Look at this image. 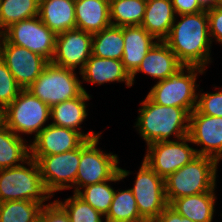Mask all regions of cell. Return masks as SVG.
Returning a JSON list of instances; mask_svg holds the SVG:
<instances>
[{
  "mask_svg": "<svg viewBox=\"0 0 222 222\" xmlns=\"http://www.w3.org/2000/svg\"><path fill=\"white\" fill-rule=\"evenodd\" d=\"M42 208L28 200L0 202V222H38Z\"/></svg>",
  "mask_w": 222,
  "mask_h": 222,
  "instance_id": "obj_30",
  "label": "cell"
},
{
  "mask_svg": "<svg viewBox=\"0 0 222 222\" xmlns=\"http://www.w3.org/2000/svg\"><path fill=\"white\" fill-rule=\"evenodd\" d=\"M147 0H112L109 2L110 21L113 26L141 25Z\"/></svg>",
  "mask_w": 222,
  "mask_h": 222,
  "instance_id": "obj_28",
  "label": "cell"
},
{
  "mask_svg": "<svg viewBox=\"0 0 222 222\" xmlns=\"http://www.w3.org/2000/svg\"><path fill=\"white\" fill-rule=\"evenodd\" d=\"M91 98L88 93L83 92L79 97L67 100L51 107L50 118L53 120L51 124L55 126L73 129L79 132L86 140L100 137V133L92 130L84 134L81 130V123L86 119L87 112L86 102Z\"/></svg>",
  "mask_w": 222,
  "mask_h": 222,
  "instance_id": "obj_18",
  "label": "cell"
},
{
  "mask_svg": "<svg viewBox=\"0 0 222 222\" xmlns=\"http://www.w3.org/2000/svg\"><path fill=\"white\" fill-rule=\"evenodd\" d=\"M186 142L192 143L189 136L179 141H163L148 144L143 161L160 177L166 179L198 156L196 150Z\"/></svg>",
  "mask_w": 222,
  "mask_h": 222,
  "instance_id": "obj_12",
  "label": "cell"
},
{
  "mask_svg": "<svg viewBox=\"0 0 222 222\" xmlns=\"http://www.w3.org/2000/svg\"><path fill=\"white\" fill-rule=\"evenodd\" d=\"M25 141L4 123L0 124V170L26 163L30 158V145Z\"/></svg>",
  "mask_w": 222,
  "mask_h": 222,
  "instance_id": "obj_25",
  "label": "cell"
},
{
  "mask_svg": "<svg viewBox=\"0 0 222 222\" xmlns=\"http://www.w3.org/2000/svg\"><path fill=\"white\" fill-rule=\"evenodd\" d=\"M51 108L34 96L29 90L22 89L19 95L3 110V123L17 136L19 133L35 137L45 128L50 118Z\"/></svg>",
  "mask_w": 222,
  "mask_h": 222,
  "instance_id": "obj_7",
  "label": "cell"
},
{
  "mask_svg": "<svg viewBox=\"0 0 222 222\" xmlns=\"http://www.w3.org/2000/svg\"><path fill=\"white\" fill-rule=\"evenodd\" d=\"M86 139L77 131L48 124L30 145V155H54L78 148Z\"/></svg>",
  "mask_w": 222,
  "mask_h": 222,
  "instance_id": "obj_16",
  "label": "cell"
},
{
  "mask_svg": "<svg viewBox=\"0 0 222 222\" xmlns=\"http://www.w3.org/2000/svg\"><path fill=\"white\" fill-rule=\"evenodd\" d=\"M176 15L193 14L205 11L198 0H171Z\"/></svg>",
  "mask_w": 222,
  "mask_h": 222,
  "instance_id": "obj_37",
  "label": "cell"
},
{
  "mask_svg": "<svg viewBox=\"0 0 222 222\" xmlns=\"http://www.w3.org/2000/svg\"><path fill=\"white\" fill-rule=\"evenodd\" d=\"M21 90L5 62L0 58V108L4 110Z\"/></svg>",
  "mask_w": 222,
  "mask_h": 222,
  "instance_id": "obj_33",
  "label": "cell"
},
{
  "mask_svg": "<svg viewBox=\"0 0 222 222\" xmlns=\"http://www.w3.org/2000/svg\"><path fill=\"white\" fill-rule=\"evenodd\" d=\"M215 188L210 192L183 196L168 205L182 217L194 222H212L215 206Z\"/></svg>",
  "mask_w": 222,
  "mask_h": 222,
  "instance_id": "obj_24",
  "label": "cell"
},
{
  "mask_svg": "<svg viewBox=\"0 0 222 222\" xmlns=\"http://www.w3.org/2000/svg\"><path fill=\"white\" fill-rule=\"evenodd\" d=\"M100 137L85 140L81 144V155L74 184V193L83 187L111 179L118 171L119 159L116 154L104 153L97 148Z\"/></svg>",
  "mask_w": 222,
  "mask_h": 222,
  "instance_id": "obj_8",
  "label": "cell"
},
{
  "mask_svg": "<svg viewBox=\"0 0 222 222\" xmlns=\"http://www.w3.org/2000/svg\"><path fill=\"white\" fill-rule=\"evenodd\" d=\"M204 71L205 69L200 67L182 66L168 78L157 81L147 96L154 103L184 108L190 114L197 106L196 88L199 85L196 84V77Z\"/></svg>",
  "mask_w": 222,
  "mask_h": 222,
  "instance_id": "obj_5",
  "label": "cell"
},
{
  "mask_svg": "<svg viewBox=\"0 0 222 222\" xmlns=\"http://www.w3.org/2000/svg\"><path fill=\"white\" fill-rule=\"evenodd\" d=\"M177 16H180L181 20L176 23L177 18H175L164 42L183 66L205 69L211 62L210 48L212 47L207 10Z\"/></svg>",
  "mask_w": 222,
  "mask_h": 222,
  "instance_id": "obj_1",
  "label": "cell"
},
{
  "mask_svg": "<svg viewBox=\"0 0 222 222\" xmlns=\"http://www.w3.org/2000/svg\"><path fill=\"white\" fill-rule=\"evenodd\" d=\"M198 1L201 3L202 7L205 10L215 7L218 2V0H198Z\"/></svg>",
  "mask_w": 222,
  "mask_h": 222,
  "instance_id": "obj_39",
  "label": "cell"
},
{
  "mask_svg": "<svg viewBox=\"0 0 222 222\" xmlns=\"http://www.w3.org/2000/svg\"><path fill=\"white\" fill-rule=\"evenodd\" d=\"M40 0H0L2 30L10 25L38 16Z\"/></svg>",
  "mask_w": 222,
  "mask_h": 222,
  "instance_id": "obj_31",
  "label": "cell"
},
{
  "mask_svg": "<svg viewBox=\"0 0 222 222\" xmlns=\"http://www.w3.org/2000/svg\"><path fill=\"white\" fill-rule=\"evenodd\" d=\"M81 155V145L68 152L54 155H30L38 163L47 191L55 192L74 187ZM71 184V185H70Z\"/></svg>",
  "mask_w": 222,
  "mask_h": 222,
  "instance_id": "obj_9",
  "label": "cell"
},
{
  "mask_svg": "<svg viewBox=\"0 0 222 222\" xmlns=\"http://www.w3.org/2000/svg\"><path fill=\"white\" fill-rule=\"evenodd\" d=\"M25 163L0 170V202L28 200L43 206L53 196L47 191L41 178L40 169L35 159L29 158Z\"/></svg>",
  "mask_w": 222,
  "mask_h": 222,
  "instance_id": "obj_4",
  "label": "cell"
},
{
  "mask_svg": "<svg viewBox=\"0 0 222 222\" xmlns=\"http://www.w3.org/2000/svg\"><path fill=\"white\" fill-rule=\"evenodd\" d=\"M175 18L177 15L171 0H147L141 26L158 41H164L171 31Z\"/></svg>",
  "mask_w": 222,
  "mask_h": 222,
  "instance_id": "obj_23",
  "label": "cell"
},
{
  "mask_svg": "<svg viewBox=\"0 0 222 222\" xmlns=\"http://www.w3.org/2000/svg\"><path fill=\"white\" fill-rule=\"evenodd\" d=\"M74 71L49 62L27 90L50 108L55 104L79 97L83 92H87Z\"/></svg>",
  "mask_w": 222,
  "mask_h": 222,
  "instance_id": "obj_6",
  "label": "cell"
},
{
  "mask_svg": "<svg viewBox=\"0 0 222 222\" xmlns=\"http://www.w3.org/2000/svg\"><path fill=\"white\" fill-rule=\"evenodd\" d=\"M3 38L11 44L43 56L49 62L53 60L56 34L38 16L10 25L4 30Z\"/></svg>",
  "mask_w": 222,
  "mask_h": 222,
  "instance_id": "obj_10",
  "label": "cell"
},
{
  "mask_svg": "<svg viewBox=\"0 0 222 222\" xmlns=\"http://www.w3.org/2000/svg\"><path fill=\"white\" fill-rule=\"evenodd\" d=\"M207 15L209 19V34L211 41L213 37L216 42L222 44V9L217 6L207 9Z\"/></svg>",
  "mask_w": 222,
  "mask_h": 222,
  "instance_id": "obj_36",
  "label": "cell"
},
{
  "mask_svg": "<svg viewBox=\"0 0 222 222\" xmlns=\"http://www.w3.org/2000/svg\"><path fill=\"white\" fill-rule=\"evenodd\" d=\"M105 222H146L139 214L133 192L115 190Z\"/></svg>",
  "mask_w": 222,
  "mask_h": 222,
  "instance_id": "obj_29",
  "label": "cell"
},
{
  "mask_svg": "<svg viewBox=\"0 0 222 222\" xmlns=\"http://www.w3.org/2000/svg\"><path fill=\"white\" fill-rule=\"evenodd\" d=\"M152 222H194L188 218L182 217L169 205Z\"/></svg>",
  "mask_w": 222,
  "mask_h": 222,
  "instance_id": "obj_38",
  "label": "cell"
},
{
  "mask_svg": "<svg viewBox=\"0 0 222 222\" xmlns=\"http://www.w3.org/2000/svg\"><path fill=\"white\" fill-rule=\"evenodd\" d=\"M218 8L222 9V0H218L217 5Z\"/></svg>",
  "mask_w": 222,
  "mask_h": 222,
  "instance_id": "obj_42",
  "label": "cell"
},
{
  "mask_svg": "<svg viewBox=\"0 0 222 222\" xmlns=\"http://www.w3.org/2000/svg\"><path fill=\"white\" fill-rule=\"evenodd\" d=\"M134 182L131 190L139 214L146 222H152L168 206L165 179L143 161Z\"/></svg>",
  "mask_w": 222,
  "mask_h": 222,
  "instance_id": "obj_11",
  "label": "cell"
},
{
  "mask_svg": "<svg viewBox=\"0 0 222 222\" xmlns=\"http://www.w3.org/2000/svg\"><path fill=\"white\" fill-rule=\"evenodd\" d=\"M2 26H1V19H0V39L3 38L4 35V30H1Z\"/></svg>",
  "mask_w": 222,
  "mask_h": 222,
  "instance_id": "obj_40",
  "label": "cell"
},
{
  "mask_svg": "<svg viewBox=\"0 0 222 222\" xmlns=\"http://www.w3.org/2000/svg\"><path fill=\"white\" fill-rule=\"evenodd\" d=\"M0 58L22 89H27L49 63L43 56L0 39Z\"/></svg>",
  "mask_w": 222,
  "mask_h": 222,
  "instance_id": "obj_13",
  "label": "cell"
},
{
  "mask_svg": "<svg viewBox=\"0 0 222 222\" xmlns=\"http://www.w3.org/2000/svg\"><path fill=\"white\" fill-rule=\"evenodd\" d=\"M123 51V27L110 25L92 35V55L122 60Z\"/></svg>",
  "mask_w": 222,
  "mask_h": 222,
  "instance_id": "obj_27",
  "label": "cell"
},
{
  "mask_svg": "<svg viewBox=\"0 0 222 222\" xmlns=\"http://www.w3.org/2000/svg\"><path fill=\"white\" fill-rule=\"evenodd\" d=\"M128 174H130L129 171L119 168V171L111 179L101 183L87 185L83 187L85 189L78 191L76 194L103 216H106L115 193V190L108 182L120 181L127 177Z\"/></svg>",
  "mask_w": 222,
  "mask_h": 222,
  "instance_id": "obj_26",
  "label": "cell"
},
{
  "mask_svg": "<svg viewBox=\"0 0 222 222\" xmlns=\"http://www.w3.org/2000/svg\"><path fill=\"white\" fill-rule=\"evenodd\" d=\"M218 161L198 155L191 162L165 179V195L168 204L177 198L210 192L216 186Z\"/></svg>",
  "mask_w": 222,
  "mask_h": 222,
  "instance_id": "obj_3",
  "label": "cell"
},
{
  "mask_svg": "<svg viewBox=\"0 0 222 222\" xmlns=\"http://www.w3.org/2000/svg\"><path fill=\"white\" fill-rule=\"evenodd\" d=\"M55 201L67 213L70 222H103V219H105V216L81 199L76 193L64 202Z\"/></svg>",
  "mask_w": 222,
  "mask_h": 222,
  "instance_id": "obj_32",
  "label": "cell"
},
{
  "mask_svg": "<svg viewBox=\"0 0 222 222\" xmlns=\"http://www.w3.org/2000/svg\"><path fill=\"white\" fill-rule=\"evenodd\" d=\"M38 17L56 35L75 29V0H40Z\"/></svg>",
  "mask_w": 222,
  "mask_h": 222,
  "instance_id": "obj_21",
  "label": "cell"
},
{
  "mask_svg": "<svg viewBox=\"0 0 222 222\" xmlns=\"http://www.w3.org/2000/svg\"><path fill=\"white\" fill-rule=\"evenodd\" d=\"M83 81L102 85L107 82H125L131 87V76L125 70L121 60L99 58L91 55L84 68L79 71Z\"/></svg>",
  "mask_w": 222,
  "mask_h": 222,
  "instance_id": "obj_20",
  "label": "cell"
},
{
  "mask_svg": "<svg viewBox=\"0 0 222 222\" xmlns=\"http://www.w3.org/2000/svg\"><path fill=\"white\" fill-rule=\"evenodd\" d=\"M92 55V34L81 29H70L56 35L53 64L81 71Z\"/></svg>",
  "mask_w": 222,
  "mask_h": 222,
  "instance_id": "obj_14",
  "label": "cell"
},
{
  "mask_svg": "<svg viewBox=\"0 0 222 222\" xmlns=\"http://www.w3.org/2000/svg\"><path fill=\"white\" fill-rule=\"evenodd\" d=\"M136 126L148 144L169 141L171 135L177 140L188 135L189 113L184 108L162 106L148 96L142 101Z\"/></svg>",
  "mask_w": 222,
  "mask_h": 222,
  "instance_id": "obj_2",
  "label": "cell"
},
{
  "mask_svg": "<svg viewBox=\"0 0 222 222\" xmlns=\"http://www.w3.org/2000/svg\"><path fill=\"white\" fill-rule=\"evenodd\" d=\"M3 123V109L0 108V124Z\"/></svg>",
  "mask_w": 222,
  "mask_h": 222,
  "instance_id": "obj_41",
  "label": "cell"
},
{
  "mask_svg": "<svg viewBox=\"0 0 222 222\" xmlns=\"http://www.w3.org/2000/svg\"><path fill=\"white\" fill-rule=\"evenodd\" d=\"M188 136L193 144L203 148L198 155L222 160V117L201 114L196 108L189 115Z\"/></svg>",
  "mask_w": 222,
  "mask_h": 222,
  "instance_id": "obj_15",
  "label": "cell"
},
{
  "mask_svg": "<svg viewBox=\"0 0 222 222\" xmlns=\"http://www.w3.org/2000/svg\"><path fill=\"white\" fill-rule=\"evenodd\" d=\"M41 222H70L67 213L64 209L56 202H52L43 206L40 213Z\"/></svg>",
  "mask_w": 222,
  "mask_h": 222,
  "instance_id": "obj_35",
  "label": "cell"
},
{
  "mask_svg": "<svg viewBox=\"0 0 222 222\" xmlns=\"http://www.w3.org/2000/svg\"><path fill=\"white\" fill-rule=\"evenodd\" d=\"M123 39L124 51L121 61L131 76L158 40L141 25L123 26Z\"/></svg>",
  "mask_w": 222,
  "mask_h": 222,
  "instance_id": "obj_19",
  "label": "cell"
},
{
  "mask_svg": "<svg viewBox=\"0 0 222 222\" xmlns=\"http://www.w3.org/2000/svg\"><path fill=\"white\" fill-rule=\"evenodd\" d=\"M196 109L204 115L222 117V89L216 93L198 94Z\"/></svg>",
  "mask_w": 222,
  "mask_h": 222,
  "instance_id": "obj_34",
  "label": "cell"
},
{
  "mask_svg": "<svg viewBox=\"0 0 222 222\" xmlns=\"http://www.w3.org/2000/svg\"><path fill=\"white\" fill-rule=\"evenodd\" d=\"M75 18L76 28L92 35L112 25L107 0H75Z\"/></svg>",
  "mask_w": 222,
  "mask_h": 222,
  "instance_id": "obj_22",
  "label": "cell"
},
{
  "mask_svg": "<svg viewBox=\"0 0 222 222\" xmlns=\"http://www.w3.org/2000/svg\"><path fill=\"white\" fill-rule=\"evenodd\" d=\"M182 66L169 46L164 41H158L147 52L137 70L131 75V83L133 85L135 75L139 72L161 81L174 74Z\"/></svg>",
  "mask_w": 222,
  "mask_h": 222,
  "instance_id": "obj_17",
  "label": "cell"
}]
</instances>
